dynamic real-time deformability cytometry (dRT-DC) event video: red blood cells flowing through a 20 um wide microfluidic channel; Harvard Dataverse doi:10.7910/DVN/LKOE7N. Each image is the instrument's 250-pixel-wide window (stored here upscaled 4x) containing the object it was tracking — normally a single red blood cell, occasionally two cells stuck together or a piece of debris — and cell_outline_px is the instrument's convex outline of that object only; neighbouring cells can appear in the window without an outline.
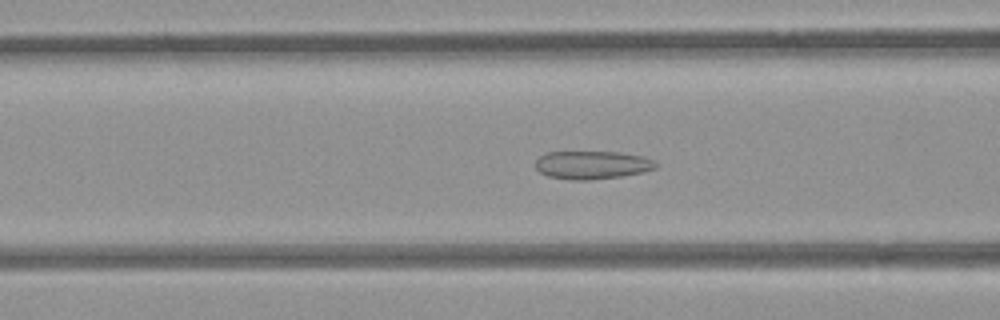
{"species": "common noctule bat (a hibernating species)", "species_latin": "Nyctalus noctula", "temperature_condition": "room temperature", "stored_images_in_passage": 36, "camera_frame_rate_fps": 3000, "um_per_image_px": 0.085, "animal": {"sex": "female", "body_mass_g": 21.9}, "frame": {"image": 1, "passage_image": 11, "time_ms": 3.333, "image_size_px": [1000, 320], "cell_outline_px": [[660, 164], [656, 168], [644, 172], [620, 176], [588, 180], [572, 180], [548, 176], [540, 172], [536, 168], [536, 160], [540, 156], [548, 152], [620, 152], [644, 156]], "centroid_in_image_um": [50.36, 14.02], "position_along_channel_um": 116.2, "area_um2": 19.77}}
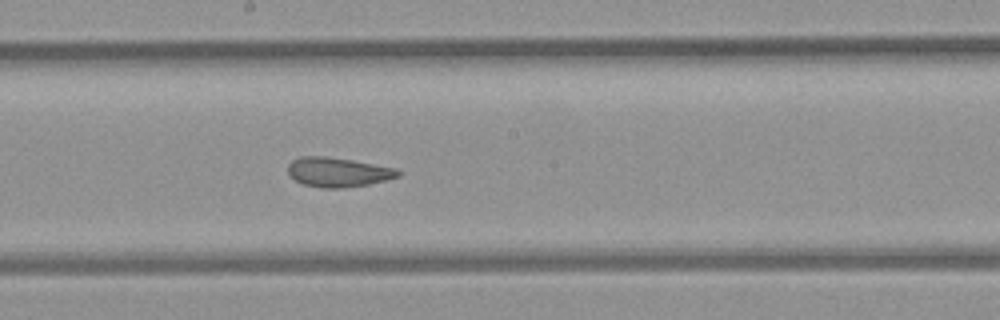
{"frame": {"image": 2, "passage_image": 19, "time_ms": 6.0, "image_size_px": [1000, 320], "cell_outline_px": [[400, 176], [368, 184], [344, 188], [320, 188], [304, 184], [296, 180], [288, 172], [288, 164], [292, 160], [300, 156], [324, 156], [352, 160], [396, 168], [400, 172]], "centroid_in_image_um": [28.71, 14.63], "position_along_channel_um": 219.5, "area_um2": 18.79}}
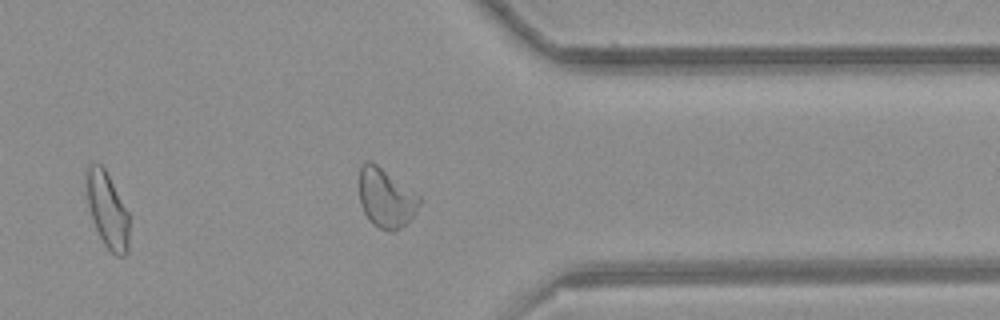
{"frame": {"image": 3, "passage_image": 32, "time_ms": 10.333, "image_size_px": [1000, 320], "cell_outline_px": [[420, 204], [412, 216], [400, 228], [392, 232], [388, 232], [372, 224], [368, 220], [360, 204], [360, 164], [368, 160], [376, 164], [420, 196]], "centroid_in_image_um": [32.78, 16.84], "position_along_channel_um": 378.6, "area_um2": 20.46}, "authors_computed_cell_mechanics": {"area_um2": 19.5364, "velocity_mm_per_s": 3.8548, "shape_relaxation_time_tau1_ms": null, "shape_relaxation_time_tau2_ms": 1.3002, "deformation_change_tau1": null, "deformation_change_tau2": 0.0781}}